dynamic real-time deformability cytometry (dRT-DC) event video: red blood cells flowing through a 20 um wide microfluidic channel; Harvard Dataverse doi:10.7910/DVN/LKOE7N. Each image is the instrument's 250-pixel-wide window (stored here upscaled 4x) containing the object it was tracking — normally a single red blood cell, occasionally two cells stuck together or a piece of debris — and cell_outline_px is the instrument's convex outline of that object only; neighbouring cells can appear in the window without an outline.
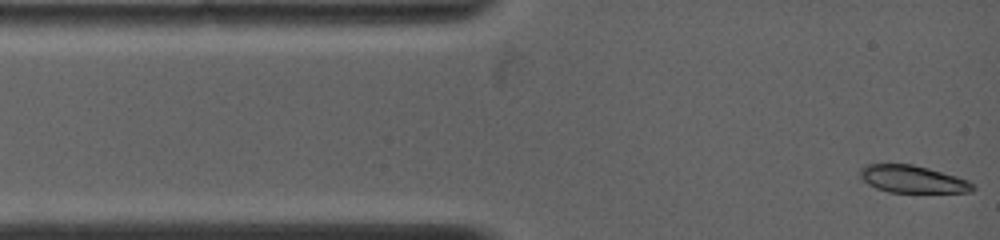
{"species": "common noctule bat (a hibernating species)", "species_latin": "Nyctalus noctula", "temperature_condition": "warm", "stored_images_in_passage": 31, "camera_frame_rate_fps": 5000, "um_per_image_px": 0.085, "animal": {"sex": "female", "body_mass_g": 19.0, "forearm_length_mm": 53.3}, "frame": {"image": 1, "passage_image": 1, "time_ms": 0.0, "image_size_px": [1000, 240], "cell_outline_px": [[976, 188], [972, 192], [888, 192], [876, 188], [868, 184], [860, 176], [860, 168], [868, 164], [912, 164], [928, 168], [956, 176], [968, 180]], "centroid_in_image_um": [77.57, 15.23], "position_along_channel_um": 7.4, "area_um2": 17.86}}
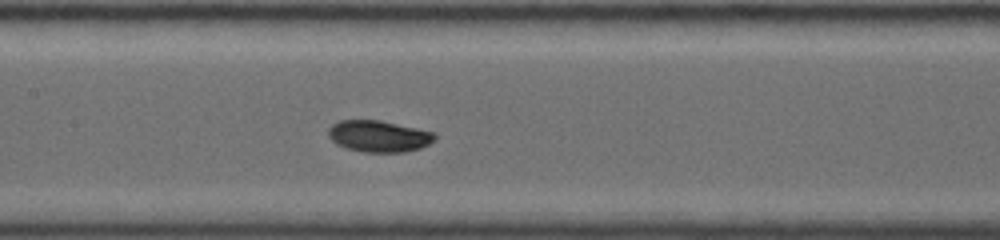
{"frame": {"image": 2, "passage_image": 14, "time_ms": 5.4, "image_size_px": [1000, 240], "cell_outline_px": [[436, 136], [428, 144], [420, 148], [404, 152], [364, 152], [348, 148], [336, 144], [328, 136], [328, 128], [332, 124], [340, 120], [380, 120], [432, 132]], "centroid_in_image_um": [32.14, 11.57], "position_along_channel_um": 175.3, "area_um2": 19.31}}
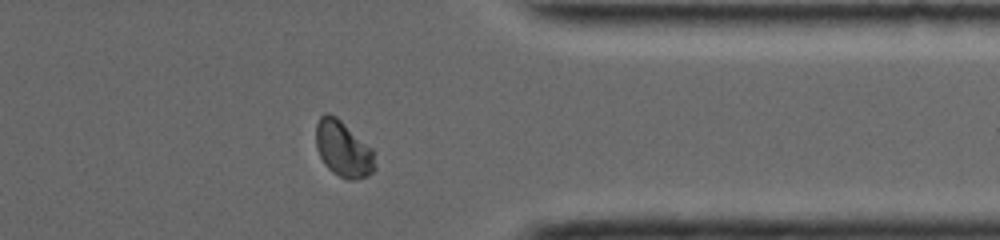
{"frame": {"image": 3, "passage_image": 27, "time_ms": 10.8, "image_size_px": [1000, 240], "cell_outline_px": [[376, 168], [368, 176], [356, 180], [348, 180], [332, 172], [324, 164], [316, 148], [316, 124], [320, 116], [324, 112], [328, 112], [336, 116], [372, 148]], "centroid_in_image_um": [29.16, 12.66], "position_along_channel_um": 382.2, "area_um2": 19.36}, "authors_computed_cell_mechanics": {"area_um2": 19.1896, "velocity_mm_per_s": 3.9855, "shape_relaxation_time_tau1_ms": 3.1247, "shape_relaxation_time_tau2_ms": null, "deformation_change_tau1": 0.1422, "deformation_change_tau2": null}}